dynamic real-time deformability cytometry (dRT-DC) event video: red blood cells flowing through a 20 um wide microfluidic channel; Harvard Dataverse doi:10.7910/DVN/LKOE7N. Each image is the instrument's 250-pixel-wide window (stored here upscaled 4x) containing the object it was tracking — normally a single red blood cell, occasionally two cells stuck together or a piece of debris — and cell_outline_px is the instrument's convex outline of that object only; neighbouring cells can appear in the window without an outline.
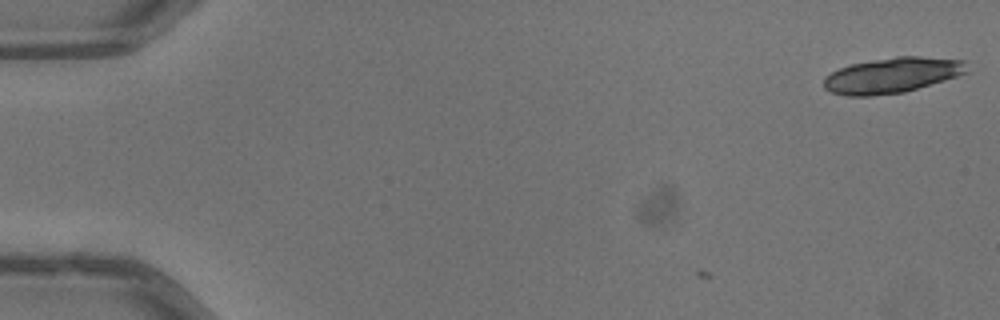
{"species": "common noctule bat (a hibernating species)", "species_latin": "Nyctalus noctula", "temperature_condition": "warm", "stored_images_in_passage": 2, "camera_frame_rate_fps": 3000, "um_per_image_px": 0.085, "animal": {"sex": "male", "body_mass_g": 13.3}, "frame": {"image": 1, "passage_image": 2, "time_ms": 0.333, "image_size_px": [1000, 320], "cell_outline_px": [[968, 72], [944, 80], [904, 92], [872, 96], [848, 96], [832, 92], [824, 88], [824, 76], [840, 68], [852, 64], [896, 56], [920, 56], [964, 60]], "centroid_in_image_um": [75.82, 6.4], "position_along_channel_um": 9.2, "area_um2": 29.3}}